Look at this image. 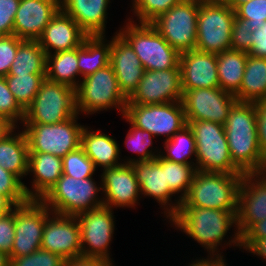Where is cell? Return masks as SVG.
Instances as JSON below:
<instances>
[{"label":"cell","mask_w":266,"mask_h":266,"mask_svg":"<svg viewBox=\"0 0 266 266\" xmlns=\"http://www.w3.org/2000/svg\"><path fill=\"white\" fill-rule=\"evenodd\" d=\"M237 212H229L219 209L188 207L180 205L179 209L169 218L171 225H175L176 229L186 233L202 245L209 252L210 258H224L220 254L219 245L227 235L230 228L235 227L234 234L230 237L228 243L223 245L238 246L241 248L240 234L237 230ZM219 250V251H218Z\"/></svg>","instance_id":"obj_1"},{"label":"cell","mask_w":266,"mask_h":266,"mask_svg":"<svg viewBox=\"0 0 266 266\" xmlns=\"http://www.w3.org/2000/svg\"><path fill=\"white\" fill-rule=\"evenodd\" d=\"M224 128L232 162L243 173L263 172L264 154L258 141L255 103L236 101Z\"/></svg>","instance_id":"obj_2"},{"label":"cell","mask_w":266,"mask_h":266,"mask_svg":"<svg viewBox=\"0 0 266 266\" xmlns=\"http://www.w3.org/2000/svg\"><path fill=\"white\" fill-rule=\"evenodd\" d=\"M243 175L197 170L180 205L237 212Z\"/></svg>","instance_id":"obj_3"},{"label":"cell","mask_w":266,"mask_h":266,"mask_svg":"<svg viewBox=\"0 0 266 266\" xmlns=\"http://www.w3.org/2000/svg\"><path fill=\"white\" fill-rule=\"evenodd\" d=\"M127 20L126 26L117 33L131 46L145 71L180 68V53L150 23Z\"/></svg>","instance_id":"obj_4"},{"label":"cell","mask_w":266,"mask_h":266,"mask_svg":"<svg viewBox=\"0 0 266 266\" xmlns=\"http://www.w3.org/2000/svg\"><path fill=\"white\" fill-rule=\"evenodd\" d=\"M196 141L195 166L199 171L244 174L231 159L223 124L187 121Z\"/></svg>","instance_id":"obj_5"},{"label":"cell","mask_w":266,"mask_h":266,"mask_svg":"<svg viewBox=\"0 0 266 266\" xmlns=\"http://www.w3.org/2000/svg\"><path fill=\"white\" fill-rule=\"evenodd\" d=\"M102 190L93 177L76 179L62 175L41 201L53 212L76 216L84 211L104 206V199L98 194Z\"/></svg>","instance_id":"obj_6"},{"label":"cell","mask_w":266,"mask_h":266,"mask_svg":"<svg viewBox=\"0 0 266 266\" xmlns=\"http://www.w3.org/2000/svg\"><path fill=\"white\" fill-rule=\"evenodd\" d=\"M126 104L127 98L121 92L110 64L97 70L94 74L82 78L76 88V105L79 115H81L80 112L89 115L116 108L123 116Z\"/></svg>","instance_id":"obj_7"},{"label":"cell","mask_w":266,"mask_h":266,"mask_svg":"<svg viewBox=\"0 0 266 266\" xmlns=\"http://www.w3.org/2000/svg\"><path fill=\"white\" fill-rule=\"evenodd\" d=\"M77 114L76 89L45 78L25 110L23 124H58Z\"/></svg>","instance_id":"obj_8"},{"label":"cell","mask_w":266,"mask_h":266,"mask_svg":"<svg viewBox=\"0 0 266 266\" xmlns=\"http://www.w3.org/2000/svg\"><path fill=\"white\" fill-rule=\"evenodd\" d=\"M78 116L58 124H22L29 153H51L63 158L80 147L85 126L77 123Z\"/></svg>","instance_id":"obj_9"},{"label":"cell","mask_w":266,"mask_h":266,"mask_svg":"<svg viewBox=\"0 0 266 266\" xmlns=\"http://www.w3.org/2000/svg\"><path fill=\"white\" fill-rule=\"evenodd\" d=\"M235 11L225 2L199 5L196 50L219 54L231 49Z\"/></svg>","instance_id":"obj_10"},{"label":"cell","mask_w":266,"mask_h":266,"mask_svg":"<svg viewBox=\"0 0 266 266\" xmlns=\"http://www.w3.org/2000/svg\"><path fill=\"white\" fill-rule=\"evenodd\" d=\"M124 116L136 127L153 136H166L169 140L187 125L182 102L165 104H126Z\"/></svg>","instance_id":"obj_11"},{"label":"cell","mask_w":266,"mask_h":266,"mask_svg":"<svg viewBox=\"0 0 266 266\" xmlns=\"http://www.w3.org/2000/svg\"><path fill=\"white\" fill-rule=\"evenodd\" d=\"M199 4L183 0L150 24L179 53L195 49Z\"/></svg>","instance_id":"obj_12"},{"label":"cell","mask_w":266,"mask_h":266,"mask_svg":"<svg viewBox=\"0 0 266 266\" xmlns=\"http://www.w3.org/2000/svg\"><path fill=\"white\" fill-rule=\"evenodd\" d=\"M52 211L41 201L29 199L14 207L15 237L9 260L41 249L45 221Z\"/></svg>","instance_id":"obj_13"},{"label":"cell","mask_w":266,"mask_h":266,"mask_svg":"<svg viewBox=\"0 0 266 266\" xmlns=\"http://www.w3.org/2000/svg\"><path fill=\"white\" fill-rule=\"evenodd\" d=\"M113 213V209L102 206L76 215L80 225L82 256L113 261L108 250L115 229Z\"/></svg>","instance_id":"obj_14"},{"label":"cell","mask_w":266,"mask_h":266,"mask_svg":"<svg viewBox=\"0 0 266 266\" xmlns=\"http://www.w3.org/2000/svg\"><path fill=\"white\" fill-rule=\"evenodd\" d=\"M237 101L221 88L183 90L182 105L187 121H212L225 124L229 111Z\"/></svg>","instance_id":"obj_15"},{"label":"cell","mask_w":266,"mask_h":266,"mask_svg":"<svg viewBox=\"0 0 266 266\" xmlns=\"http://www.w3.org/2000/svg\"><path fill=\"white\" fill-rule=\"evenodd\" d=\"M181 69L144 72L138 87L127 99V104H165L182 100Z\"/></svg>","instance_id":"obj_16"},{"label":"cell","mask_w":266,"mask_h":266,"mask_svg":"<svg viewBox=\"0 0 266 266\" xmlns=\"http://www.w3.org/2000/svg\"><path fill=\"white\" fill-rule=\"evenodd\" d=\"M41 249L65 260L82 256L80 225L76 216L52 212L45 221Z\"/></svg>","instance_id":"obj_17"},{"label":"cell","mask_w":266,"mask_h":266,"mask_svg":"<svg viewBox=\"0 0 266 266\" xmlns=\"http://www.w3.org/2000/svg\"><path fill=\"white\" fill-rule=\"evenodd\" d=\"M266 219V172L244 173L236 215L240 236L255 222Z\"/></svg>","instance_id":"obj_18"},{"label":"cell","mask_w":266,"mask_h":266,"mask_svg":"<svg viewBox=\"0 0 266 266\" xmlns=\"http://www.w3.org/2000/svg\"><path fill=\"white\" fill-rule=\"evenodd\" d=\"M101 187L104 206L133 208L139 202L140 187L131 164L103 169Z\"/></svg>","instance_id":"obj_19"},{"label":"cell","mask_w":266,"mask_h":266,"mask_svg":"<svg viewBox=\"0 0 266 266\" xmlns=\"http://www.w3.org/2000/svg\"><path fill=\"white\" fill-rule=\"evenodd\" d=\"M131 165L140 187L141 196L157 200L160 207L165 209V217L169 219L179 209L181 201L175 199L176 202H172V196H175V193L166 184V169L156 159L138 161Z\"/></svg>","instance_id":"obj_20"},{"label":"cell","mask_w":266,"mask_h":266,"mask_svg":"<svg viewBox=\"0 0 266 266\" xmlns=\"http://www.w3.org/2000/svg\"><path fill=\"white\" fill-rule=\"evenodd\" d=\"M60 9V0H20L13 34L22 40H38Z\"/></svg>","instance_id":"obj_21"},{"label":"cell","mask_w":266,"mask_h":266,"mask_svg":"<svg viewBox=\"0 0 266 266\" xmlns=\"http://www.w3.org/2000/svg\"><path fill=\"white\" fill-rule=\"evenodd\" d=\"M179 66L183 90L220 88L217 54L196 49L180 53Z\"/></svg>","instance_id":"obj_22"},{"label":"cell","mask_w":266,"mask_h":266,"mask_svg":"<svg viewBox=\"0 0 266 266\" xmlns=\"http://www.w3.org/2000/svg\"><path fill=\"white\" fill-rule=\"evenodd\" d=\"M110 65L119 88L128 99L144 76L145 69L131 46L117 33L111 38Z\"/></svg>","instance_id":"obj_23"},{"label":"cell","mask_w":266,"mask_h":266,"mask_svg":"<svg viewBox=\"0 0 266 266\" xmlns=\"http://www.w3.org/2000/svg\"><path fill=\"white\" fill-rule=\"evenodd\" d=\"M87 35L80 26L61 9L45 27L37 40L46 55L79 47ZM54 51H52V50Z\"/></svg>","instance_id":"obj_24"},{"label":"cell","mask_w":266,"mask_h":266,"mask_svg":"<svg viewBox=\"0 0 266 266\" xmlns=\"http://www.w3.org/2000/svg\"><path fill=\"white\" fill-rule=\"evenodd\" d=\"M110 0H60L61 10L69 15L87 36H106Z\"/></svg>","instance_id":"obj_25"},{"label":"cell","mask_w":266,"mask_h":266,"mask_svg":"<svg viewBox=\"0 0 266 266\" xmlns=\"http://www.w3.org/2000/svg\"><path fill=\"white\" fill-rule=\"evenodd\" d=\"M34 174L31 188L24 184L29 199L41 200L63 175L62 158L51 153H29L28 173Z\"/></svg>","instance_id":"obj_26"},{"label":"cell","mask_w":266,"mask_h":266,"mask_svg":"<svg viewBox=\"0 0 266 266\" xmlns=\"http://www.w3.org/2000/svg\"><path fill=\"white\" fill-rule=\"evenodd\" d=\"M90 128L84 127L81 134V147L85 154L93 161L95 168L102 167L114 168L118 167L123 162L120 160V147L117 141L102 132L101 130L93 131Z\"/></svg>","instance_id":"obj_27"},{"label":"cell","mask_w":266,"mask_h":266,"mask_svg":"<svg viewBox=\"0 0 266 266\" xmlns=\"http://www.w3.org/2000/svg\"><path fill=\"white\" fill-rule=\"evenodd\" d=\"M16 129L17 127H11L0 138V166L22 181L23 177L29 175V149L23 129L15 133Z\"/></svg>","instance_id":"obj_28"},{"label":"cell","mask_w":266,"mask_h":266,"mask_svg":"<svg viewBox=\"0 0 266 266\" xmlns=\"http://www.w3.org/2000/svg\"><path fill=\"white\" fill-rule=\"evenodd\" d=\"M110 51L111 40L107 41L105 36H87L77 47L79 76L85 78L108 66Z\"/></svg>","instance_id":"obj_29"},{"label":"cell","mask_w":266,"mask_h":266,"mask_svg":"<svg viewBox=\"0 0 266 266\" xmlns=\"http://www.w3.org/2000/svg\"><path fill=\"white\" fill-rule=\"evenodd\" d=\"M247 57V52L233 49L217 54V73L222 90L234 96L239 92Z\"/></svg>","instance_id":"obj_30"},{"label":"cell","mask_w":266,"mask_h":266,"mask_svg":"<svg viewBox=\"0 0 266 266\" xmlns=\"http://www.w3.org/2000/svg\"><path fill=\"white\" fill-rule=\"evenodd\" d=\"M235 98L244 102L266 100V58L248 54L242 84Z\"/></svg>","instance_id":"obj_31"},{"label":"cell","mask_w":266,"mask_h":266,"mask_svg":"<svg viewBox=\"0 0 266 266\" xmlns=\"http://www.w3.org/2000/svg\"><path fill=\"white\" fill-rule=\"evenodd\" d=\"M79 76L77 48L47 55L46 79L76 89ZM77 78V81H76Z\"/></svg>","instance_id":"obj_32"},{"label":"cell","mask_w":266,"mask_h":266,"mask_svg":"<svg viewBox=\"0 0 266 266\" xmlns=\"http://www.w3.org/2000/svg\"><path fill=\"white\" fill-rule=\"evenodd\" d=\"M47 55L37 40H22L8 74L46 73Z\"/></svg>","instance_id":"obj_33"},{"label":"cell","mask_w":266,"mask_h":266,"mask_svg":"<svg viewBox=\"0 0 266 266\" xmlns=\"http://www.w3.org/2000/svg\"><path fill=\"white\" fill-rule=\"evenodd\" d=\"M164 141L165 152L160 154L163 159L181 164L195 165L190 157L195 156L196 159V141L188 124L177 131L169 140Z\"/></svg>","instance_id":"obj_34"},{"label":"cell","mask_w":266,"mask_h":266,"mask_svg":"<svg viewBox=\"0 0 266 266\" xmlns=\"http://www.w3.org/2000/svg\"><path fill=\"white\" fill-rule=\"evenodd\" d=\"M46 73L7 74L5 80L16 102L25 111L33 102Z\"/></svg>","instance_id":"obj_35"},{"label":"cell","mask_w":266,"mask_h":266,"mask_svg":"<svg viewBox=\"0 0 266 266\" xmlns=\"http://www.w3.org/2000/svg\"><path fill=\"white\" fill-rule=\"evenodd\" d=\"M155 159L166 169V184L175 194H181L177 200L182 201L197 172L196 166L165 160L160 155Z\"/></svg>","instance_id":"obj_36"},{"label":"cell","mask_w":266,"mask_h":266,"mask_svg":"<svg viewBox=\"0 0 266 266\" xmlns=\"http://www.w3.org/2000/svg\"><path fill=\"white\" fill-rule=\"evenodd\" d=\"M123 118L125 121L129 122L131 125L125 139V145L127 148H129L134 153H138V158L135 159V157L127 158L123 163L124 164H131L138 161H150L155 159L161 154V151L156 150L153 152V150H150V147L152 144V139L155 137L153 136L149 131H145L143 129H140L136 126H134L124 115ZM158 152V153H157ZM157 153V154H156Z\"/></svg>","instance_id":"obj_37"},{"label":"cell","mask_w":266,"mask_h":266,"mask_svg":"<svg viewBox=\"0 0 266 266\" xmlns=\"http://www.w3.org/2000/svg\"><path fill=\"white\" fill-rule=\"evenodd\" d=\"M62 168L64 175L76 179L93 177L96 171L93 161L85 154L81 146L62 158Z\"/></svg>","instance_id":"obj_38"},{"label":"cell","mask_w":266,"mask_h":266,"mask_svg":"<svg viewBox=\"0 0 266 266\" xmlns=\"http://www.w3.org/2000/svg\"><path fill=\"white\" fill-rule=\"evenodd\" d=\"M133 14L139 23H151L183 0H132Z\"/></svg>","instance_id":"obj_39"},{"label":"cell","mask_w":266,"mask_h":266,"mask_svg":"<svg viewBox=\"0 0 266 266\" xmlns=\"http://www.w3.org/2000/svg\"><path fill=\"white\" fill-rule=\"evenodd\" d=\"M25 111L16 102L9 90L5 77H0V119L6 121L11 127L23 123Z\"/></svg>","instance_id":"obj_40"},{"label":"cell","mask_w":266,"mask_h":266,"mask_svg":"<svg viewBox=\"0 0 266 266\" xmlns=\"http://www.w3.org/2000/svg\"><path fill=\"white\" fill-rule=\"evenodd\" d=\"M239 19H247L252 31L261 28L266 22V0H250L235 10Z\"/></svg>","instance_id":"obj_41"},{"label":"cell","mask_w":266,"mask_h":266,"mask_svg":"<svg viewBox=\"0 0 266 266\" xmlns=\"http://www.w3.org/2000/svg\"><path fill=\"white\" fill-rule=\"evenodd\" d=\"M0 192L9 197L16 205L29 200L24 189V183L2 166H0Z\"/></svg>","instance_id":"obj_42"},{"label":"cell","mask_w":266,"mask_h":266,"mask_svg":"<svg viewBox=\"0 0 266 266\" xmlns=\"http://www.w3.org/2000/svg\"><path fill=\"white\" fill-rule=\"evenodd\" d=\"M65 259L43 249L21 257L12 258L10 266H64Z\"/></svg>","instance_id":"obj_43"},{"label":"cell","mask_w":266,"mask_h":266,"mask_svg":"<svg viewBox=\"0 0 266 266\" xmlns=\"http://www.w3.org/2000/svg\"><path fill=\"white\" fill-rule=\"evenodd\" d=\"M252 28L247 19L235 16L231 32V49L248 52L252 46Z\"/></svg>","instance_id":"obj_44"},{"label":"cell","mask_w":266,"mask_h":266,"mask_svg":"<svg viewBox=\"0 0 266 266\" xmlns=\"http://www.w3.org/2000/svg\"><path fill=\"white\" fill-rule=\"evenodd\" d=\"M17 36H0V77H5L15 59L19 43Z\"/></svg>","instance_id":"obj_45"},{"label":"cell","mask_w":266,"mask_h":266,"mask_svg":"<svg viewBox=\"0 0 266 266\" xmlns=\"http://www.w3.org/2000/svg\"><path fill=\"white\" fill-rule=\"evenodd\" d=\"M20 0H0V36L13 35L15 14Z\"/></svg>","instance_id":"obj_46"},{"label":"cell","mask_w":266,"mask_h":266,"mask_svg":"<svg viewBox=\"0 0 266 266\" xmlns=\"http://www.w3.org/2000/svg\"><path fill=\"white\" fill-rule=\"evenodd\" d=\"M15 237L14 208L5 215L0 216V250L9 255L12 251Z\"/></svg>","instance_id":"obj_47"},{"label":"cell","mask_w":266,"mask_h":266,"mask_svg":"<svg viewBox=\"0 0 266 266\" xmlns=\"http://www.w3.org/2000/svg\"><path fill=\"white\" fill-rule=\"evenodd\" d=\"M250 38L252 39V46L247 54L253 57L266 58V22L261 28L252 31Z\"/></svg>","instance_id":"obj_48"},{"label":"cell","mask_w":266,"mask_h":266,"mask_svg":"<svg viewBox=\"0 0 266 266\" xmlns=\"http://www.w3.org/2000/svg\"><path fill=\"white\" fill-rule=\"evenodd\" d=\"M257 108L258 141L263 154H266V100L254 102Z\"/></svg>","instance_id":"obj_49"},{"label":"cell","mask_w":266,"mask_h":266,"mask_svg":"<svg viewBox=\"0 0 266 266\" xmlns=\"http://www.w3.org/2000/svg\"><path fill=\"white\" fill-rule=\"evenodd\" d=\"M266 238V219L253 223L241 236V247L245 249L253 240Z\"/></svg>","instance_id":"obj_50"},{"label":"cell","mask_w":266,"mask_h":266,"mask_svg":"<svg viewBox=\"0 0 266 266\" xmlns=\"http://www.w3.org/2000/svg\"><path fill=\"white\" fill-rule=\"evenodd\" d=\"M64 266H114L112 261L95 257H74L67 259Z\"/></svg>","instance_id":"obj_51"},{"label":"cell","mask_w":266,"mask_h":266,"mask_svg":"<svg viewBox=\"0 0 266 266\" xmlns=\"http://www.w3.org/2000/svg\"><path fill=\"white\" fill-rule=\"evenodd\" d=\"M16 204L6 195L0 192V216L13 210Z\"/></svg>","instance_id":"obj_52"},{"label":"cell","mask_w":266,"mask_h":266,"mask_svg":"<svg viewBox=\"0 0 266 266\" xmlns=\"http://www.w3.org/2000/svg\"><path fill=\"white\" fill-rule=\"evenodd\" d=\"M227 5H229L233 10H235L239 5L246 3L250 0H222Z\"/></svg>","instance_id":"obj_53"},{"label":"cell","mask_w":266,"mask_h":266,"mask_svg":"<svg viewBox=\"0 0 266 266\" xmlns=\"http://www.w3.org/2000/svg\"><path fill=\"white\" fill-rule=\"evenodd\" d=\"M189 266H210V258L195 259Z\"/></svg>","instance_id":"obj_54"},{"label":"cell","mask_w":266,"mask_h":266,"mask_svg":"<svg viewBox=\"0 0 266 266\" xmlns=\"http://www.w3.org/2000/svg\"><path fill=\"white\" fill-rule=\"evenodd\" d=\"M0 266H10L9 256L0 250Z\"/></svg>","instance_id":"obj_55"},{"label":"cell","mask_w":266,"mask_h":266,"mask_svg":"<svg viewBox=\"0 0 266 266\" xmlns=\"http://www.w3.org/2000/svg\"><path fill=\"white\" fill-rule=\"evenodd\" d=\"M11 128L4 120L0 119V138Z\"/></svg>","instance_id":"obj_56"},{"label":"cell","mask_w":266,"mask_h":266,"mask_svg":"<svg viewBox=\"0 0 266 266\" xmlns=\"http://www.w3.org/2000/svg\"><path fill=\"white\" fill-rule=\"evenodd\" d=\"M223 258H210V266H226Z\"/></svg>","instance_id":"obj_57"},{"label":"cell","mask_w":266,"mask_h":266,"mask_svg":"<svg viewBox=\"0 0 266 266\" xmlns=\"http://www.w3.org/2000/svg\"><path fill=\"white\" fill-rule=\"evenodd\" d=\"M186 1H190L192 3L201 5V4H213V3L221 2L222 0H186Z\"/></svg>","instance_id":"obj_58"},{"label":"cell","mask_w":266,"mask_h":266,"mask_svg":"<svg viewBox=\"0 0 266 266\" xmlns=\"http://www.w3.org/2000/svg\"><path fill=\"white\" fill-rule=\"evenodd\" d=\"M263 172H266V154L264 155Z\"/></svg>","instance_id":"obj_59"}]
</instances>
